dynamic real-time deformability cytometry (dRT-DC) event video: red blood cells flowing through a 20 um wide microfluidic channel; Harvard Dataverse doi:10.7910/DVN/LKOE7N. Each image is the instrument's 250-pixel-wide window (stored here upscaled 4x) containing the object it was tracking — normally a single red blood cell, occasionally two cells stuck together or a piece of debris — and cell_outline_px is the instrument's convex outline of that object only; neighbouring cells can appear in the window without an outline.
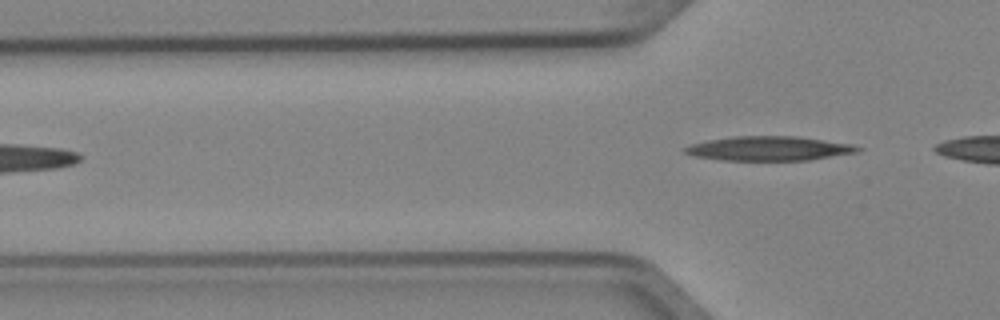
{"species": "Egyptian fruit bat (a non-hibernating species)", "species_latin": "Rousettus aegyptiacus", "temperature_condition": "cold", "stored_images_in_passage": 4, "camera_frame_rate_fps": 3000, "um_per_image_px": 0.085, "animal": {"sex": "female"}, "frame": {"image": 1, "passage_image": 4, "time_ms": 1.0, "image_size_px": [1000, 320], "cell_outline_px": [[864, 148], [860, 152], [808, 160], [720, 160], [696, 156], [684, 152], [684, 148], [692, 144], [708, 140], [732, 136], [796, 136], [852, 144]], "centroid_in_image_um": [65.42, 12.62], "position_along_channel_um": 60.4, "area_um2": 24.45}}